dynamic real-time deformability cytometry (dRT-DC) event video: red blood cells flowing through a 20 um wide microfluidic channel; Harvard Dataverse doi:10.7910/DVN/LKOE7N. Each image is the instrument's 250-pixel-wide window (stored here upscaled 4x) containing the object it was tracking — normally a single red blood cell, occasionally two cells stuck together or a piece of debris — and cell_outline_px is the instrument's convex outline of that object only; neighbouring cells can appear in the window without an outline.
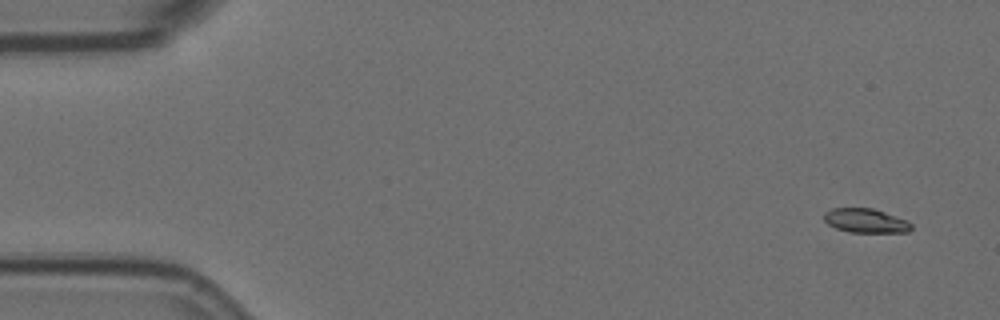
{"species": "Egyptian fruit bat (a non-hibernating species)", "species_latin": "Rousettus aegyptiacus", "temperature_condition": "room temperature", "stored_images_in_passage": 4, "camera_frame_rate_fps": 3000, "um_per_image_px": 0.085, "animal": {"sex": "female"}, "frame": {"image": 1, "passage_image": 1, "time_ms": 0.0, "image_size_px": [1000, 320], "cell_outline_px": [[912, 228], [908, 232], [852, 232], [836, 228], [828, 224], [824, 220], [824, 212], [832, 208], [872, 208], [908, 220], [912, 224]], "centroid_in_image_um": [73.59, 18.75], "position_along_channel_um": 11.4, "area_um2": 12.25}}
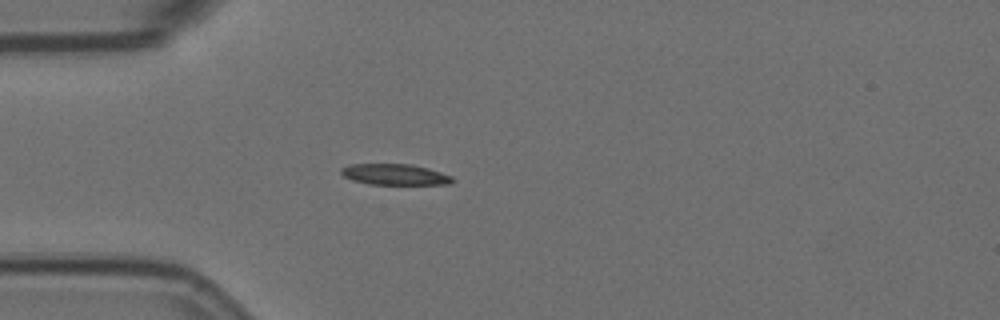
{"frame": {"image": 2, "passage_image": 4, "time_ms": 1.0, "image_size_px": [1000, 320], "cell_outline_px": [[456, 180], [452, 184], [368, 184], [352, 180], [344, 176], [340, 172], [340, 168], [348, 164], [412, 164], [428, 168], [452, 176]], "centroid_in_image_um": [33.56, 14.83], "position_along_channel_um": 51.4, "area_um2": 13.7}}